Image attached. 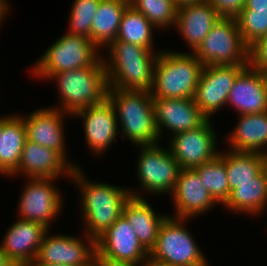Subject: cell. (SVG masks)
<instances>
[{"label": "cell", "mask_w": 267, "mask_h": 266, "mask_svg": "<svg viewBox=\"0 0 267 266\" xmlns=\"http://www.w3.org/2000/svg\"><path fill=\"white\" fill-rule=\"evenodd\" d=\"M94 266H139V265L132 262L119 261L107 257H102L96 253L94 256Z\"/></svg>", "instance_id": "obj_36"}, {"label": "cell", "mask_w": 267, "mask_h": 266, "mask_svg": "<svg viewBox=\"0 0 267 266\" xmlns=\"http://www.w3.org/2000/svg\"><path fill=\"white\" fill-rule=\"evenodd\" d=\"M44 234L37 257L32 264H61L70 266H94L96 240L85 236ZM86 239V240H85ZM86 241V242H85Z\"/></svg>", "instance_id": "obj_11"}, {"label": "cell", "mask_w": 267, "mask_h": 266, "mask_svg": "<svg viewBox=\"0 0 267 266\" xmlns=\"http://www.w3.org/2000/svg\"><path fill=\"white\" fill-rule=\"evenodd\" d=\"M219 151L224 160L229 188L234 184L253 182L264 169L265 154L258 152Z\"/></svg>", "instance_id": "obj_28"}, {"label": "cell", "mask_w": 267, "mask_h": 266, "mask_svg": "<svg viewBox=\"0 0 267 266\" xmlns=\"http://www.w3.org/2000/svg\"><path fill=\"white\" fill-rule=\"evenodd\" d=\"M203 68L192 52L160 51L150 91L152 97L194 98Z\"/></svg>", "instance_id": "obj_5"}, {"label": "cell", "mask_w": 267, "mask_h": 266, "mask_svg": "<svg viewBox=\"0 0 267 266\" xmlns=\"http://www.w3.org/2000/svg\"><path fill=\"white\" fill-rule=\"evenodd\" d=\"M108 60L103 58L109 88L150 92L159 50L114 40L107 46Z\"/></svg>", "instance_id": "obj_2"}, {"label": "cell", "mask_w": 267, "mask_h": 266, "mask_svg": "<svg viewBox=\"0 0 267 266\" xmlns=\"http://www.w3.org/2000/svg\"><path fill=\"white\" fill-rule=\"evenodd\" d=\"M124 3L128 4V5H132L133 2H135L136 0H122Z\"/></svg>", "instance_id": "obj_43"}, {"label": "cell", "mask_w": 267, "mask_h": 266, "mask_svg": "<svg viewBox=\"0 0 267 266\" xmlns=\"http://www.w3.org/2000/svg\"><path fill=\"white\" fill-rule=\"evenodd\" d=\"M71 115L55 107L40 108L22 116L25 123L27 140L58 151L74 168L79 165L67 159L66 136L64 133V117Z\"/></svg>", "instance_id": "obj_15"}, {"label": "cell", "mask_w": 267, "mask_h": 266, "mask_svg": "<svg viewBox=\"0 0 267 266\" xmlns=\"http://www.w3.org/2000/svg\"><path fill=\"white\" fill-rule=\"evenodd\" d=\"M9 2H7L6 0H0V26L2 24V22L4 21V19H6V15H8L10 12V4H8Z\"/></svg>", "instance_id": "obj_39"}, {"label": "cell", "mask_w": 267, "mask_h": 266, "mask_svg": "<svg viewBox=\"0 0 267 266\" xmlns=\"http://www.w3.org/2000/svg\"><path fill=\"white\" fill-rule=\"evenodd\" d=\"M71 179L81 191L84 234L96 240L122 215L130 191L127 187L88 180L80 166L74 168Z\"/></svg>", "instance_id": "obj_1"}, {"label": "cell", "mask_w": 267, "mask_h": 266, "mask_svg": "<svg viewBox=\"0 0 267 266\" xmlns=\"http://www.w3.org/2000/svg\"><path fill=\"white\" fill-rule=\"evenodd\" d=\"M27 140L20 115L0 116V174L10 176L17 168Z\"/></svg>", "instance_id": "obj_25"}, {"label": "cell", "mask_w": 267, "mask_h": 266, "mask_svg": "<svg viewBox=\"0 0 267 266\" xmlns=\"http://www.w3.org/2000/svg\"><path fill=\"white\" fill-rule=\"evenodd\" d=\"M264 169L267 172V154L265 155Z\"/></svg>", "instance_id": "obj_44"}, {"label": "cell", "mask_w": 267, "mask_h": 266, "mask_svg": "<svg viewBox=\"0 0 267 266\" xmlns=\"http://www.w3.org/2000/svg\"><path fill=\"white\" fill-rule=\"evenodd\" d=\"M175 213L172 217L191 219L205 214L218 204L210 195L197 172L192 169H181L171 194ZM205 212V213H204Z\"/></svg>", "instance_id": "obj_18"}, {"label": "cell", "mask_w": 267, "mask_h": 266, "mask_svg": "<svg viewBox=\"0 0 267 266\" xmlns=\"http://www.w3.org/2000/svg\"><path fill=\"white\" fill-rule=\"evenodd\" d=\"M188 220L168 215L160 225L149 255L173 266H208L204 253L185 227Z\"/></svg>", "instance_id": "obj_8"}, {"label": "cell", "mask_w": 267, "mask_h": 266, "mask_svg": "<svg viewBox=\"0 0 267 266\" xmlns=\"http://www.w3.org/2000/svg\"><path fill=\"white\" fill-rule=\"evenodd\" d=\"M204 1H208V0H173L177 8L184 6V5H190V4L200 3Z\"/></svg>", "instance_id": "obj_41"}, {"label": "cell", "mask_w": 267, "mask_h": 266, "mask_svg": "<svg viewBox=\"0 0 267 266\" xmlns=\"http://www.w3.org/2000/svg\"><path fill=\"white\" fill-rule=\"evenodd\" d=\"M249 64L263 75H267V36L250 47Z\"/></svg>", "instance_id": "obj_34"}, {"label": "cell", "mask_w": 267, "mask_h": 266, "mask_svg": "<svg viewBox=\"0 0 267 266\" xmlns=\"http://www.w3.org/2000/svg\"><path fill=\"white\" fill-rule=\"evenodd\" d=\"M220 18L208 1L184 5L177 8L175 28L193 52Z\"/></svg>", "instance_id": "obj_23"}, {"label": "cell", "mask_w": 267, "mask_h": 266, "mask_svg": "<svg viewBox=\"0 0 267 266\" xmlns=\"http://www.w3.org/2000/svg\"><path fill=\"white\" fill-rule=\"evenodd\" d=\"M0 266H16L0 247Z\"/></svg>", "instance_id": "obj_40"}, {"label": "cell", "mask_w": 267, "mask_h": 266, "mask_svg": "<svg viewBox=\"0 0 267 266\" xmlns=\"http://www.w3.org/2000/svg\"><path fill=\"white\" fill-rule=\"evenodd\" d=\"M248 65L204 66L197 85L194 100L201 112L211 119L218 113L227 99L239 73Z\"/></svg>", "instance_id": "obj_13"}, {"label": "cell", "mask_w": 267, "mask_h": 266, "mask_svg": "<svg viewBox=\"0 0 267 266\" xmlns=\"http://www.w3.org/2000/svg\"><path fill=\"white\" fill-rule=\"evenodd\" d=\"M137 180L141 190L148 194H172L180 173V165L175 160L170 150L158 143L137 146Z\"/></svg>", "instance_id": "obj_9"}, {"label": "cell", "mask_w": 267, "mask_h": 266, "mask_svg": "<svg viewBox=\"0 0 267 266\" xmlns=\"http://www.w3.org/2000/svg\"><path fill=\"white\" fill-rule=\"evenodd\" d=\"M139 266H173V265L157 260L154 257L148 255Z\"/></svg>", "instance_id": "obj_38"}, {"label": "cell", "mask_w": 267, "mask_h": 266, "mask_svg": "<svg viewBox=\"0 0 267 266\" xmlns=\"http://www.w3.org/2000/svg\"><path fill=\"white\" fill-rule=\"evenodd\" d=\"M235 19L241 37L249 48L267 36V9L241 10Z\"/></svg>", "instance_id": "obj_32"}, {"label": "cell", "mask_w": 267, "mask_h": 266, "mask_svg": "<svg viewBox=\"0 0 267 266\" xmlns=\"http://www.w3.org/2000/svg\"><path fill=\"white\" fill-rule=\"evenodd\" d=\"M73 116L82 118L85 143L92 153L101 155L117 137L118 122L113 105L104 101L77 111Z\"/></svg>", "instance_id": "obj_16"}, {"label": "cell", "mask_w": 267, "mask_h": 266, "mask_svg": "<svg viewBox=\"0 0 267 266\" xmlns=\"http://www.w3.org/2000/svg\"><path fill=\"white\" fill-rule=\"evenodd\" d=\"M47 230L40 223L18 218L7 229L0 247L16 266H29L37 257Z\"/></svg>", "instance_id": "obj_20"}, {"label": "cell", "mask_w": 267, "mask_h": 266, "mask_svg": "<svg viewBox=\"0 0 267 266\" xmlns=\"http://www.w3.org/2000/svg\"><path fill=\"white\" fill-rule=\"evenodd\" d=\"M131 6L142 13L157 30L175 26L177 7L173 0H136Z\"/></svg>", "instance_id": "obj_31"}, {"label": "cell", "mask_w": 267, "mask_h": 266, "mask_svg": "<svg viewBox=\"0 0 267 266\" xmlns=\"http://www.w3.org/2000/svg\"><path fill=\"white\" fill-rule=\"evenodd\" d=\"M130 191V198L125 202L122 216L134 230L140 244L150 253L156 244L158 231L167 214H156L150 203L142 197V193Z\"/></svg>", "instance_id": "obj_22"}, {"label": "cell", "mask_w": 267, "mask_h": 266, "mask_svg": "<svg viewBox=\"0 0 267 266\" xmlns=\"http://www.w3.org/2000/svg\"><path fill=\"white\" fill-rule=\"evenodd\" d=\"M99 51L89 38L66 32L33 64L32 73L38 79L49 80L55 73L90 67L103 57Z\"/></svg>", "instance_id": "obj_6"}, {"label": "cell", "mask_w": 267, "mask_h": 266, "mask_svg": "<svg viewBox=\"0 0 267 266\" xmlns=\"http://www.w3.org/2000/svg\"><path fill=\"white\" fill-rule=\"evenodd\" d=\"M21 192L18 213L20 219L37 222L50 230L51 221L60 215L63 195L53 181L55 178H28Z\"/></svg>", "instance_id": "obj_10"}, {"label": "cell", "mask_w": 267, "mask_h": 266, "mask_svg": "<svg viewBox=\"0 0 267 266\" xmlns=\"http://www.w3.org/2000/svg\"><path fill=\"white\" fill-rule=\"evenodd\" d=\"M101 0H75L69 17L67 33L90 38L93 17Z\"/></svg>", "instance_id": "obj_33"}, {"label": "cell", "mask_w": 267, "mask_h": 266, "mask_svg": "<svg viewBox=\"0 0 267 266\" xmlns=\"http://www.w3.org/2000/svg\"><path fill=\"white\" fill-rule=\"evenodd\" d=\"M227 105L237 110V115L266 112L267 75H263L250 64L246 66L232 85Z\"/></svg>", "instance_id": "obj_21"}, {"label": "cell", "mask_w": 267, "mask_h": 266, "mask_svg": "<svg viewBox=\"0 0 267 266\" xmlns=\"http://www.w3.org/2000/svg\"><path fill=\"white\" fill-rule=\"evenodd\" d=\"M129 5L122 0H101L93 17L90 40L102 50L116 40L122 15Z\"/></svg>", "instance_id": "obj_27"}, {"label": "cell", "mask_w": 267, "mask_h": 266, "mask_svg": "<svg viewBox=\"0 0 267 266\" xmlns=\"http://www.w3.org/2000/svg\"><path fill=\"white\" fill-rule=\"evenodd\" d=\"M237 124L227 137L229 150L267 154V111L239 115Z\"/></svg>", "instance_id": "obj_24"}, {"label": "cell", "mask_w": 267, "mask_h": 266, "mask_svg": "<svg viewBox=\"0 0 267 266\" xmlns=\"http://www.w3.org/2000/svg\"><path fill=\"white\" fill-rule=\"evenodd\" d=\"M107 98L116 112L122 137L128 138L136 146L160 141L150 92L109 88Z\"/></svg>", "instance_id": "obj_3"}, {"label": "cell", "mask_w": 267, "mask_h": 266, "mask_svg": "<svg viewBox=\"0 0 267 266\" xmlns=\"http://www.w3.org/2000/svg\"><path fill=\"white\" fill-rule=\"evenodd\" d=\"M155 28L142 13L129 5L122 15L116 40L154 50L152 42Z\"/></svg>", "instance_id": "obj_29"}, {"label": "cell", "mask_w": 267, "mask_h": 266, "mask_svg": "<svg viewBox=\"0 0 267 266\" xmlns=\"http://www.w3.org/2000/svg\"><path fill=\"white\" fill-rule=\"evenodd\" d=\"M235 213L259 215L267 207V172L263 169L253 182L234 184L230 197L223 205Z\"/></svg>", "instance_id": "obj_26"}, {"label": "cell", "mask_w": 267, "mask_h": 266, "mask_svg": "<svg viewBox=\"0 0 267 266\" xmlns=\"http://www.w3.org/2000/svg\"><path fill=\"white\" fill-rule=\"evenodd\" d=\"M96 253L102 257L137 265H140L149 255L122 215L96 239Z\"/></svg>", "instance_id": "obj_17"}, {"label": "cell", "mask_w": 267, "mask_h": 266, "mask_svg": "<svg viewBox=\"0 0 267 266\" xmlns=\"http://www.w3.org/2000/svg\"><path fill=\"white\" fill-rule=\"evenodd\" d=\"M249 47L235 18L221 17L192 52L204 65H249Z\"/></svg>", "instance_id": "obj_7"}, {"label": "cell", "mask_w": 267, "mask_h": 266, "mask_svg": "<svg viewBox=\"0 0 267 266\" xmlns=\"http://www.w3.org/2000/svg\"><path fill=\"white\" fill-rule=\"evenodd\" d=\"M267 9V0H245L242 10Z\"/></svg>", "instance_id": "obj_37"}, {"label": "cell", "mask_w": 267, "mask_h": 266, "mask_svg": "<svg viewBox=\"0 0 267 266\" xmlns=\"http://www.w3.org/2000/svg\"><path fill=\"white\" fill-rule=\"evenodd\" d=\"M213 127L208 119L196 129L170 136L168 149L181 169H192L211 161L219 154Z\"/></svg>", "instance_id": "obj_12"}, {"label": "cell", "mask_w": 267, "mask_h": 266, "mask_svg": "<svg viewBox=\"0 0 267 266\" xmlns=\"http://www.w3.org/2000/svg\"><path fill=\"white\" fill-rule=\"evenodd\" d=\"M200 177L203 186L208 190L213 199L220 204H225L230 197V188L224 160L217 155L211 161L193 168Z\"/></svg>", "instance_id": "obj_30"}, {"label": "cell", "mask_w": 267, "mask_h": 266, "mask_svg": "<svg viewBox=\"0 0 267 266\" xmlns=\"http://www.w3.org/2000/svg\"><path fill=\"white\" fill-rule=\"evenodd\" d=\"M221 17L235 18L244 8L245 0H208Z\"/></svg>", "instance_id": "obj_35"}, {"label": "cell", "mask_w": 267, "mask_h": 266, "mask_svg": "<svg viewBox=\"0 0 267 266\" xmlns=\"http://www.w3.org/2000/svg\"><path fill=\"white\" fill-rule=\"evenodd\" d=\"M74 167L58 152L26 140L18 168L10 175L26 178H55L72 176Z\"/></svg>", "instance_id": "obj_19"}, {"label": "cell", "mask_w": 267, "mask_h": 266, "mask_svg": "<svg viewBox=\"0 0 267 266\" xmlns=\"http://www.w3.org/2000/svg\"><path fill=\"white\" fill-rule=\"evenodd\" d=\"M49 79L58 84L60 104L55 109L69 115L107 98L109 85L103 57L90 67L55 73Z\"/></svg>", "instance_id": "obj_4"}, {"label": "cell", "mask_w": 267, "mask_h": 266, "mask_svg": "<svg viewBox=\"0 0 267 266\" xmlns=\"http://www.w3.org/2000/svg\"><path fill=\"white\" fill-rule=\"evenodd\" d=\"M153 105L160 139L163 138L164 129H169L173 136L196 129L208 120L196 105L194 98L153 97Z\"/></svg>", "instance_id": "obj_14"}, {"label": "cell", "mask_w": 267, "mask_h": 266, "mask_svg": "<svg viewBox=\"0 0 267 266\" xmlns=\"http://www.w3.org/2000/svg\"><path fill=\"white\" fill-rule=\"evenodd\" d=\"M29 266H70V265H57V264H30Z\"/></svg>", "instance_id": "obj_42"}]
</instances>
